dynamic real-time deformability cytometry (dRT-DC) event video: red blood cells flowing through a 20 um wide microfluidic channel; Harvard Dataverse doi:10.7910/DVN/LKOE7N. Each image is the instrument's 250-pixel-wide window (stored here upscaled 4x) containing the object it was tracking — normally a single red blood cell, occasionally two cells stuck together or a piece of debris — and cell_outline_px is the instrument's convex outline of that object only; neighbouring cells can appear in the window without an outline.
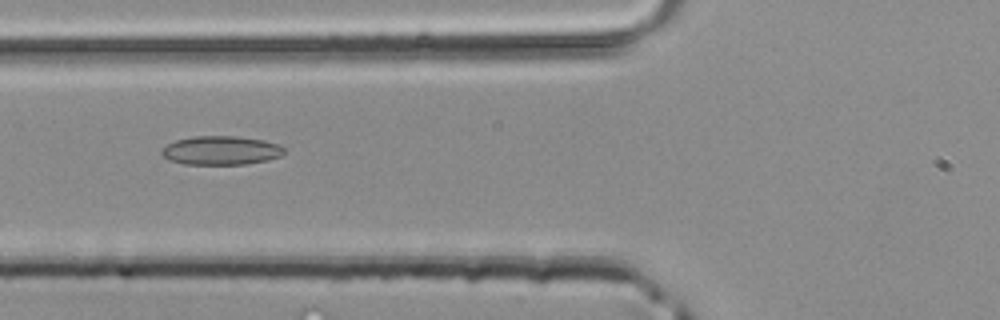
{"species": "common noctule bat (a hibernating species)", "species_latin": "Nyctalus noctula", "temperature_condition": "room temperature", "stored_images_in_passage": 30, "camera_frame_rate_fps": 3000, "um_per_image_px": 0.085, "animal": {"sex": "male", "body_mass_g": 20.4}, "frame": {"image": 1, "passage_image": 3, "time_ms": 0.667, "image_size_px": [1000, 320], "cell_outline_px": [[272, 156], [260, 160], [232, 164], [196, 164], [176, 160], [168, 156], [164, 152], [172, 144], [180, 140], [256, 140], [268, 144]], "centroid_in_image_um": [18.57, 12.87], "position_along_channel_um": 107.2, "area_um2": 15.84}}
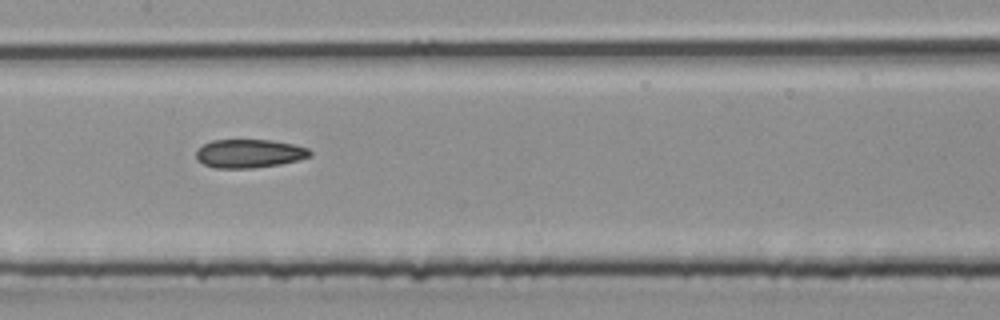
{"frame": {"image": 2, "passage_image": 8, "time_ms": 2.333, "image_size_px": [1000, 320], "cell_outline_px": [[308, 156], [292, 160], [272, 164], [208, 164], [200, 160], [196, 156], [200, 148], [208, 144], [220, 140], [260, 140], [288, 144], [304, 148], [308, 152]], "centroid_in_image_um": [21.19, 12.96], "position_along_channel_um": 186.2, "area_um2": 15.9}}
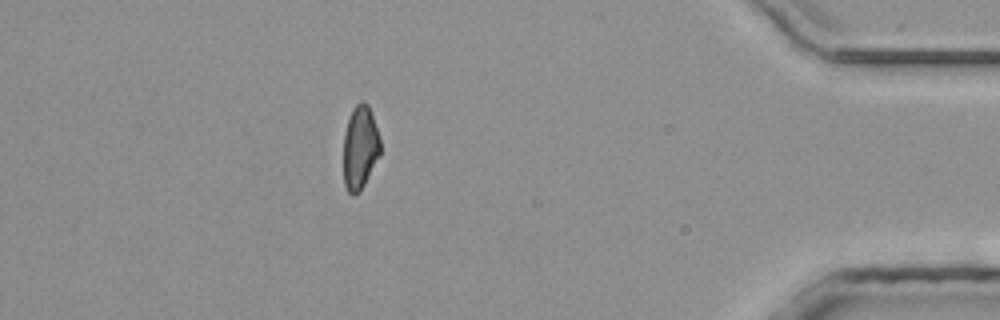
{"frame": {"image": 3, "passage_image": 25, "time_ms": 8.0, "image_size_px": [1000, 320], "cell_outline_px": [[380, 152], [360, 188], [356, 192], [348, 192], [344, 180], [344, 140], [348, 124], [352, 112], [360, 104], [364, 104], [368, 108], [376, 128], [380, 140]], "centroid_in_image_um": [30.59, 12.57], "position_along_channel_um": 404.6, "area_um2": 16.3}}